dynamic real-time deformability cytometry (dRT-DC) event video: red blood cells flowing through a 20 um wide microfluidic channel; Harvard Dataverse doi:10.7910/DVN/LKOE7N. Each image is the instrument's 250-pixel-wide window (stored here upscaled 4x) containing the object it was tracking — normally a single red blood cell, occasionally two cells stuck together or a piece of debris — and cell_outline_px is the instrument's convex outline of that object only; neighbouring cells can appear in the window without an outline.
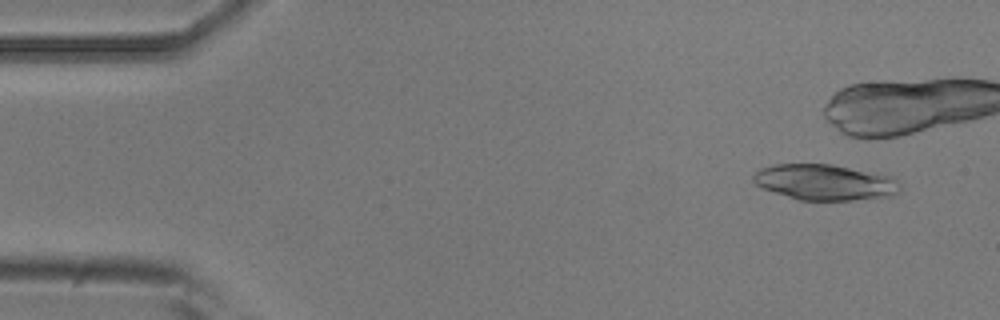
{"species": "common noctule bat (a hibernating species)", "species_latin": "Nyctalus noctula", "temperature_condition": "room temperature", "stored_images_in_passage": 6, "camera_frame_rate_fps": 3000, "um_per_image_px": 0.085, "animal": {"sex": "male", "body_mass_g": 20.5, "forearm_length_mm": 52.5}, "frame": {"image": 1, "passage_image": 1, "time_ms": 0.0, "image_size_px": [1000, 320], "cell_outline_px": [[900, 188], [896, 192], [888, 196], [852, 200], [796, 200], [764, 188], [756, 184], [752, 180], [752, 176], [760, 168], [776, 164], [832, 164], [872, 172], [888, 176], [896, 180], [900, 184]], "centroid_in_image_um": [70.06, 15.49], "position_along_channel_um": 14.9, "area_um2": 30.29}}
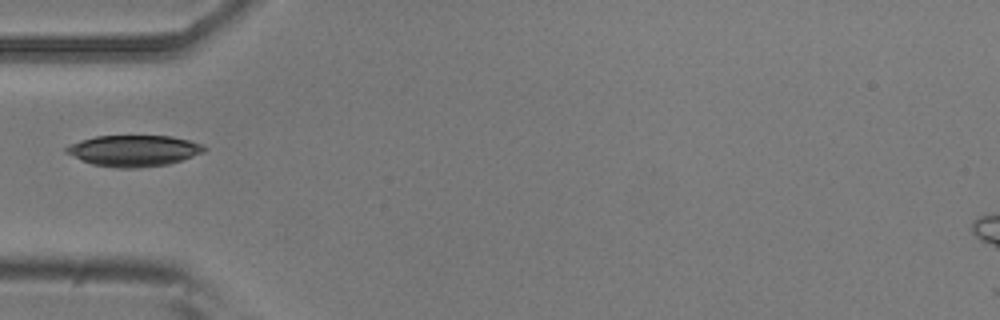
{"frame": {"image": 2, "passage_image": 5, "time_ms": 1.333, "image_size_px": [1000, 320], "cell_outline_px": [[208, 148], [204, 152], [168, 164], [140, 168], [116, 168], [92, 164], [64, 152], [64, 148], [80, 140], [96, 136], [172, 136], [192, 140], [204, 144]], "centroid_in_image_um": [11.41, 12.8], "position_along_channel_um": 73.6, "area_um2": 25.14}}
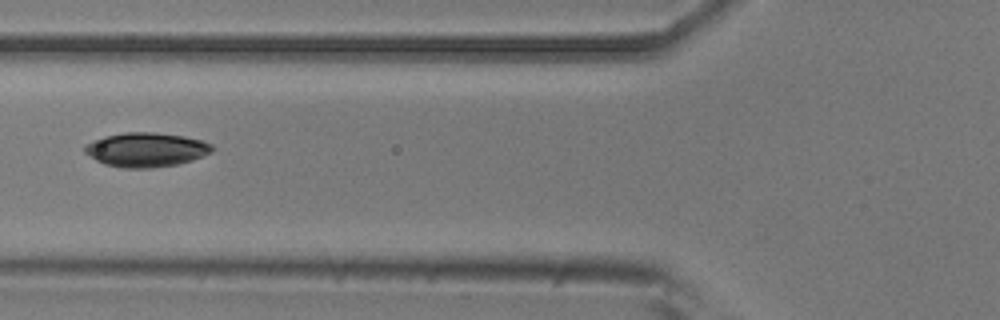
{"frame": {"image": 3, "passage_image": 6, "time_ms": 1.667, "image_size_px": [1000, 320], "cell_outline_px": [[216, 148], [212, 152], [192, 160], [176, 164], [152, 168], [120, 168], [104, 164], [96, 160], [84, 152], [84, 144], [92, 140], [104, 136], [124, 132], [152, 132], [184, 136], [200, 140], [212, 144]], "centroid_in_image_um": [12.4, 12.72], "position_along_channel_um": 113.4, "area_um2": 25.61}}